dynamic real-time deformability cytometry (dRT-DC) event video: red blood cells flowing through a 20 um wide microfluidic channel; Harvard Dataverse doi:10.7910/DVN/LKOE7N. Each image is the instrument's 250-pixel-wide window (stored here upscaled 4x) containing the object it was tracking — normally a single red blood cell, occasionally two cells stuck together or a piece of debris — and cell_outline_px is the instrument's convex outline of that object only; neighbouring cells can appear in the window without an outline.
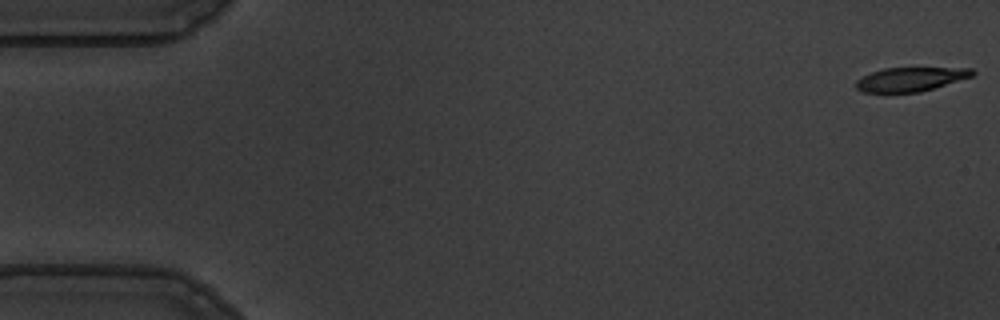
{"species": "common noctule bat (a hibernating species)", "species_latin": "Nyctalus noctula", "temperature_condition": "warm", "stored_images_in_passage": 55, "camera_frame_rate_fps": 3000, "um_per_image_px": 0.085, "animal": {"sex": "male", "body_mass_g": 19.5, "forearm_length_mm": 54.6}, "frame": {"image": 1, "passage_image": 1, "time_ms": 0.0, "image_size_px": [1000, 320], "cell_outline_px": [[976, 72], [972, 76], [920, 92], [864, 92], [856, 88], [856, 80], [872, 72], [884, 68], [972, 68]], "centroid_in_image_um": [77.4, 6.73], "position_along_channel_um": 7.6, "area_um2": 16.01}}
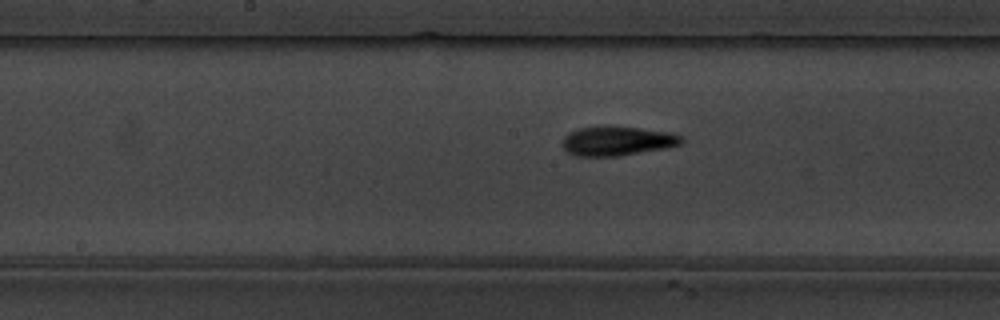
{"frame": {"image": 2, "passage_image": 28, "time_ms": 9.0, "image_size_px": [1000, 320], "cell_outline_px": [[684, 140], [680, 144], [664, 148], [616, 156], [576, 156], [568, 152], [560, 144], [564, 136], [568, 132], [580, 128], [600, 124], [640, 128], [672, 132], [684, 136]], "centroid_in_image_um": [52.43, 11.95], "position_along_channel_um": 195.8, "area_um2": 20.75}}
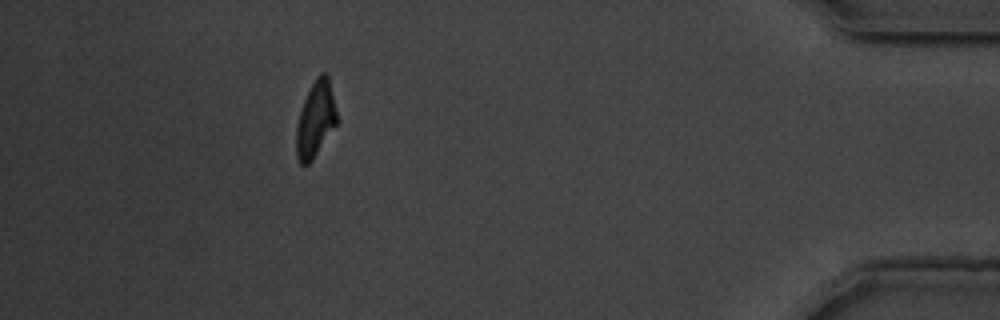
{"frame": {"image": 3, "passage_image": 50, "time_ms": 16.333, "image_size_px": [1000, 320], "cell_outline_px": [[336, 124], [312, 160], [308, 164], [300, 164], [296, 156], [296, 124], [304, 100], [316, 76], [320, 72], [324, 72], [328, 76], [336, 108]], "centroid_in_image_um": [26.8, 10.14], "position_along_channel_um": 408.4, "area_um2": 17.63}, "authors_computed_cell_mechanics": {"area_um2": 19.0162, "velocity_mm_per_s": 3.6428, "shape_relaxation_time_tau1_ms": 2.8356, "shape_relaxation_time_tau2_ms": 3.5232, "deformation_change_tau1": 0.1931, "deformation_change_tau2": 0.1285}}